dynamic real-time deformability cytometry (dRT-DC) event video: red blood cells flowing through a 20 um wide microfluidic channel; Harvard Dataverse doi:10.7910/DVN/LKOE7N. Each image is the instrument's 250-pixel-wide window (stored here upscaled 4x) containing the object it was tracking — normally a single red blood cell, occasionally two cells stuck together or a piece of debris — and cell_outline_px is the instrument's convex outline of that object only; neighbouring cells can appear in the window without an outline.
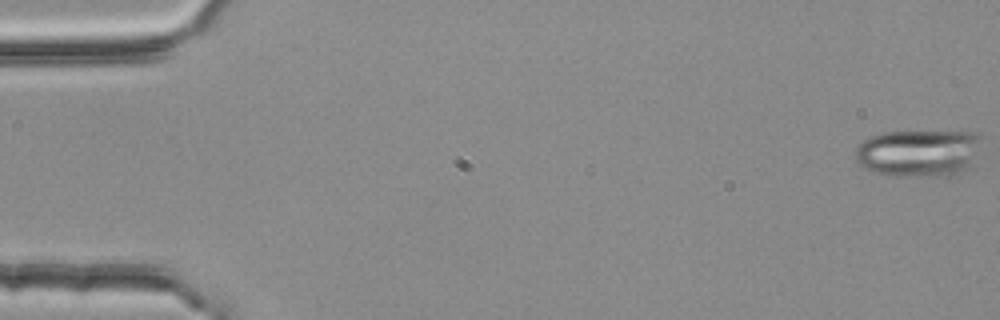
{"species": "common noctule bat (a hibernating species)", "species_latin": "Nyctalus noctula", "temperature_condition": "room temperature", "stored_images_in_passage": 5, "camera_frame_rate_fps": 3000, "um_per_image_px": 0.085, "animal": {"sex": "female", "body_mass_g": 25.1}, "frame": {"image": 1, "passage_image": 1, "time_ms": 0.0, "image_size_px": [1000, 320], "cell_outline_px": [[984, 136], [976, 168], [948, 176], [888, 176], [872, 172], [864, 168], [856, 160], [856, 148], [864, 140], [872, 136], [884, 132], [980, 132]], "centroid_in_image_um": [78.23, 13.03], "position_along_channel_um": 6.8, "area_um2": 35.95}}